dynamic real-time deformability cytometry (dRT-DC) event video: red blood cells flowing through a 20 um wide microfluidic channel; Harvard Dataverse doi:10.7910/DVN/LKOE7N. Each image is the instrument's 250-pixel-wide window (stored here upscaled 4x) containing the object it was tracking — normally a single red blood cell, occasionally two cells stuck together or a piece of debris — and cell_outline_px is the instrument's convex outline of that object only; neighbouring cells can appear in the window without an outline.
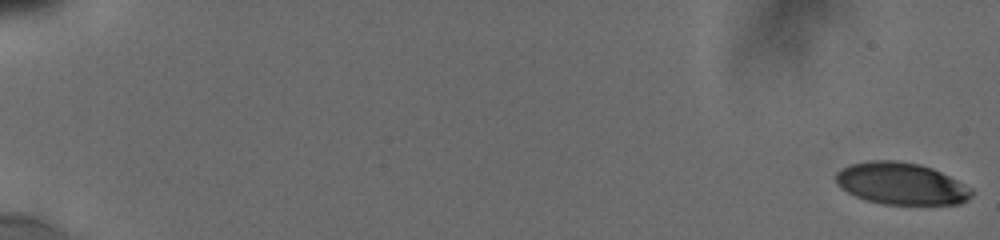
{"species": "human", "species_latin": "Homo sapiens", "temperature_condition": "cold", "stored_images_in_passage": 14, "camera_frame_rate_fps": 3000, "um_per_image_px": 0.085, "donor": {"sex": "male"}, "frame": {"image": 1, "passage_image": 1, "time_ms": 0.0, "image_size_px": [1000, 240], "cell_outline_px": [[972, 196], [968, 200], [960, 204], [884, 204], [868, 200], [856, 196], [840, 188], [836, 184], [836, 172], [840, 168], [848, 164], [868, 160], [896, 160], [920, 164], [932, 168], [972, 188]], "centroid_in_image_um": [76.57, 15.59], "position_along_channel_um": 8.4, "area_um2": 33.29}}